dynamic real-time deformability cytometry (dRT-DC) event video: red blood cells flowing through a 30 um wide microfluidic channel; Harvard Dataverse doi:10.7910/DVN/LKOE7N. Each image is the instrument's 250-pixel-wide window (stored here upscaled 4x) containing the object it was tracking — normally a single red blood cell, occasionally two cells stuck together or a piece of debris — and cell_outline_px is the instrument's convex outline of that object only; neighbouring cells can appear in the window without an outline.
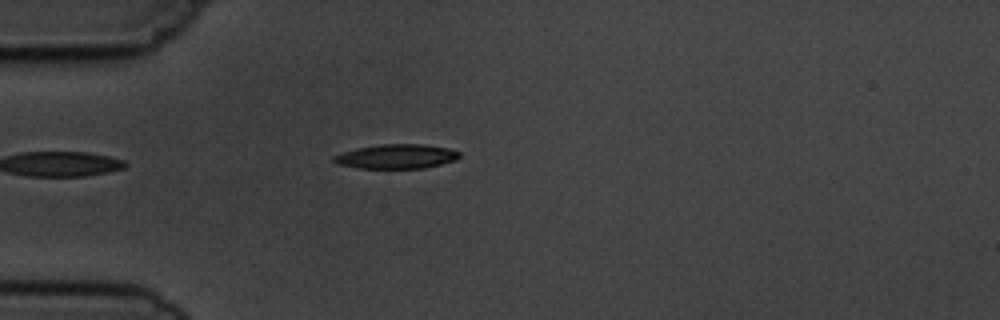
{"species": "common noctule bat (a hibernating species)", "species_latin": "Nyctalus noctula", "temperature_condition": "cold", "stored_images_in_passage": 3, "camera_frame_rate_fps": 3000, "um_per_image_px": 0.085, "animal": {"sex": "male", "body_mass_g": 19.5, "forearm_length_mm": 54.6}, "frame": {"image": 1, "passage_image": 2, "time_ms": 1.333, "image_size_px": [1000, 320], "cell_outline_px": [[460, 156], [456, 160], [424, 168], [356, 168], [336, 164], [332, 160], [332, 156], [356, 148], [380, 144], [424, 144], [448, 148], [460, 152]], "centroid_in_image_um": [33.67, 13.3], "position_along_channel_um": 51.3, "area_um2": 17.92}}